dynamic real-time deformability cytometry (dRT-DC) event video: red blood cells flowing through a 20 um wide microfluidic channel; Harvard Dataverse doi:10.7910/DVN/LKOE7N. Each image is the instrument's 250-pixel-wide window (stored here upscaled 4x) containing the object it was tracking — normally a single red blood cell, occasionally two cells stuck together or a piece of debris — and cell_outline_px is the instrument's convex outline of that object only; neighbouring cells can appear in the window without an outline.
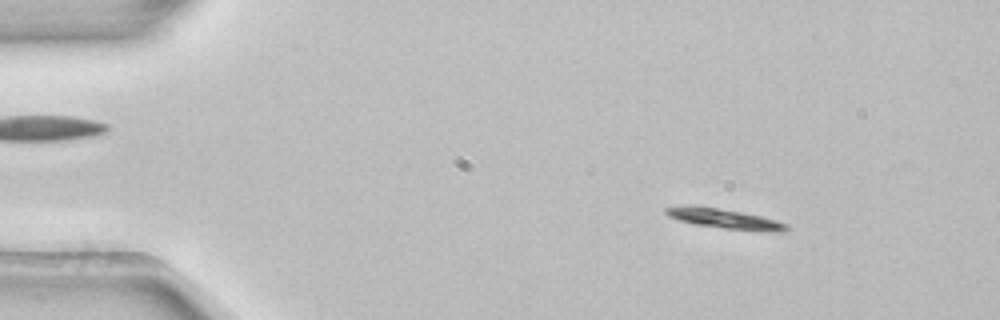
{"species": "common noctule bat (a hibernating species)", "species_latin": "Nyctalus noctula", "temperature_condition": "room temperature", "stored_images_in_passage": 48, "camera_frame_rate_fps": 3000, "um_per_image_px": 0.085, "animal": {"sex": "female", "body_mass_g": 22.7, "forearm_length_mm": 54.2}, "frame": {"image": 1, "passage_image": 2, "time_ms": 0.333, "image_size_px": [1000, 320], "cell_outline_px": [[792, 228], [784, 232], [768, 232], [724, 228], [696, 224], [680, 220], [668, 216], [664, 212], [664, 208], [688, 204], [696, 204], [740, 212], [760, 216], [776, 220], [788, 224]], "centroid_in_image_um": [61.61, 18.58], "position_along_channel_um": 23.4, "area_um2": 14.16}}
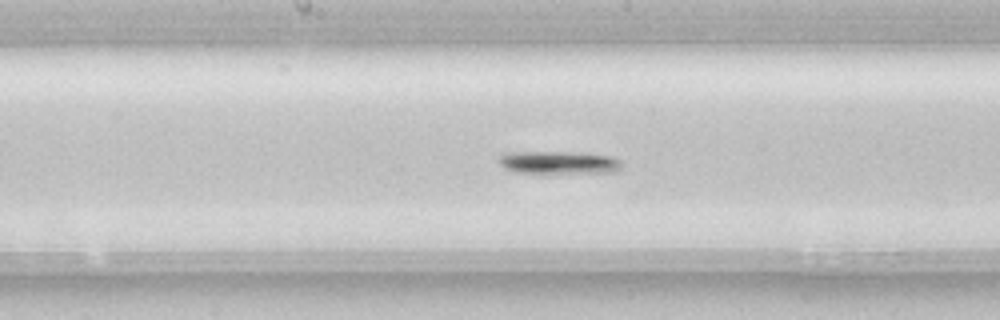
{"frame": {"image": 2, "passage_image": 22, "time_ms": 7.0, "image_size_px": [1000, 320], "cell_outline_px": [[620, 168], [616, 172], [548, 176], [540, 176], [516, 172], [504, 168], [496, 160], [504, 152], [560, 152], [612, 156], [620, 160]], "centroid_in_image_um": [47.42, 13.89], "position_along_channel_um": 200.8, "area_um2": 17.46}}
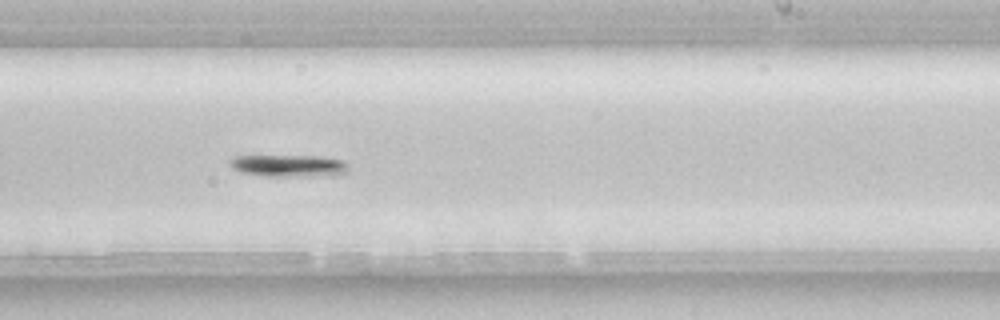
{"frame": {"image": 3, "passage_image": 27, "time_ms": 8.667, "image_size_px": [1000, 320], "cell_outline_px": [[348, 172], [312, 176], [268, 176], [240, 172], [232, 168], [228, 164], [228, 160], [232, 156], [320, 156], [344, 160], [348, 164]], "centroid_in_image_um": [24.49, 14.07], "position_along_channel_um": 264.5, "area_um2": 15.2}, "authors_computed_cell_mechanics": {"area_um2": 14.161, "velocity_mm_per_s": 3.8607, "shape_relaxation_time_tau1_ms": 1.0847, "shape_relaxation_time_tau2_ms": null, "deformation_change_tau1": 0.1074, "deformation_change_tau2": null}}